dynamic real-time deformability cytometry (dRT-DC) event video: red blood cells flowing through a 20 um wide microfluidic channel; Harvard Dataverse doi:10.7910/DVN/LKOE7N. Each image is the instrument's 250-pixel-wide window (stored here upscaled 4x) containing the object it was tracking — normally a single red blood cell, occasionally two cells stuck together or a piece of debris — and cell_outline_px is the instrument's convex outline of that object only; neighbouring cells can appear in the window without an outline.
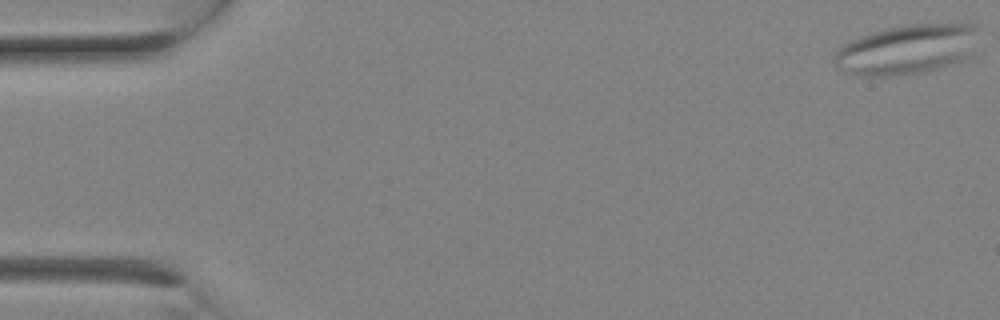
{"species": "Egyptian fruit bat (a non-hibernating species)", "species_latin": "Rousettus aegyptiacus", "temperature_condition": "room temperature", "stored_images_in_passage": 10, "camera_frame_rate_fps": 3000, "um_per_image_px": 0.085, "animal": {"sex": "female"}, "frame": {"image": 1, "passage_image": 1, "time_ms": 0.0, "image_size_px": [1000, 320], "cell_outline_px": [[980, 28], [976, 56], [968, 60], [940, 68], [924, 72], [892, 76], [860, 76], [840, 68], [832, 60], [832, 56], [844, 44], [860, 36], [872, 32], [888, 28], [912, 24], [980, 24]], "centroid_in_image_um": [77.24, 4.2], "position_along_channel_um": 7.8, "area_um2": 42.71}}
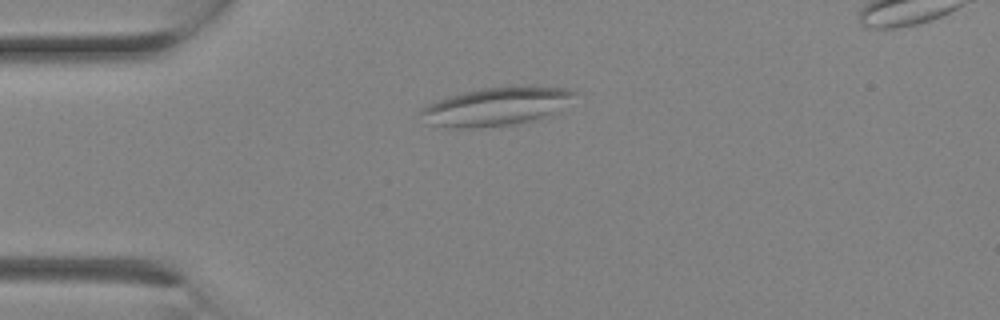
{"frame": {"image": 2, "passage_image": 7, "time_ms": 2.0, "image_size_px": [1000, 320], "cell_outline_px": [[576, 92], [552, 112], [540, 120], [516, 124], [472, 128], [452, 128], [432, 124], [420, 112], [420, 108], [428, 104], [464, 92], [484, 88], [516, 84], [572, 88]], "centroid_in_image_um": [42.2, 9.02], "position_along_channel_um": 42.8, "area_um2": 33.99}}